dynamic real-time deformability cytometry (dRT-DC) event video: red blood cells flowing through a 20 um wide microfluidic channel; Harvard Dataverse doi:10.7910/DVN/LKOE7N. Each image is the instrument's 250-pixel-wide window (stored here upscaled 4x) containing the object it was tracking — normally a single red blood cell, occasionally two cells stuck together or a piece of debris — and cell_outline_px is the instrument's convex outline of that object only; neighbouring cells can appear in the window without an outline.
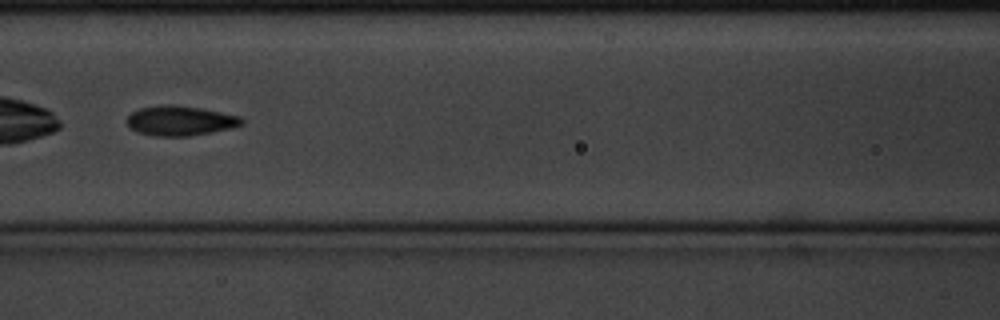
{"species": "common noctule bat (a hibernating species)", "species_latin": "Nyctalus noctula", "temperature_condition": "cold", "stored_images_in_passage": 4, "camera_frame_rate_fps": 3000, "um_per_image_px": 0.085, "animal": {"sex": "male", "body_mass_g": 20.1, "forearm_length_mm": 53.5}, "frame": {"image": 1, "passage_image": 4, "time_ms": 1.0, "image_size_px": [1000, 320], "cell_outline_px": [[244, 124], [232, 128], [188, 136], [156, 136], [136, 132], [128, 128], [128, 116], [132, 112], [140, 108], [168, 104], [200, 108], [240, 116], [244, 120]], "centroid_in_image_um": [15.31, 10.27], "position_along_channel_um": 151.3, "area_um2": 19.83}}